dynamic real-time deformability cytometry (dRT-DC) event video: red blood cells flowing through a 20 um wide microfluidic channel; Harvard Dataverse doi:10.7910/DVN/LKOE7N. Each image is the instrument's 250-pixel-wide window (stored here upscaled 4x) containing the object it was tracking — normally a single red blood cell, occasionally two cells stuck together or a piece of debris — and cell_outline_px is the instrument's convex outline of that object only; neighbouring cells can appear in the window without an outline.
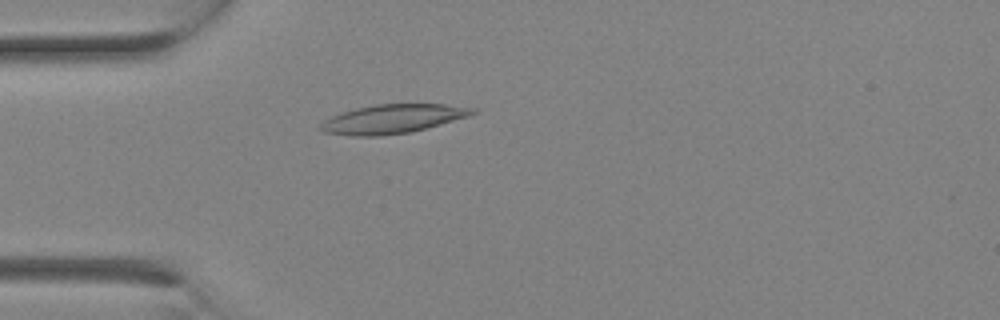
{"species": "Egyptian fruit bat (a non-hibernating species)", "species_latin": "Rousettus aegyptiacus", "temperature_condition": "room temperature", "stored_images_in_passage": 5, "camera_frame_rate_fps": 3000, "um_per_image_px": 0.085, "animal": {"sex": "female"}, "frame": {"image": 1, "passage_image": 3, "time_ms": 0.667, "image_size_px": [1000, 320], "cell_outline_px": [[476, 112], [468, 116], [412, 132], [380, 136], [352, 136], [324, 132], [316, 128], [324, 120], [340, 112], [356, 108], [376, 104], [444, 104], [476, 108]], "centroid_in_image_um": [33.32, 10.11], "position_along_channel_um": 51.7, "area_um2": 25.66}}
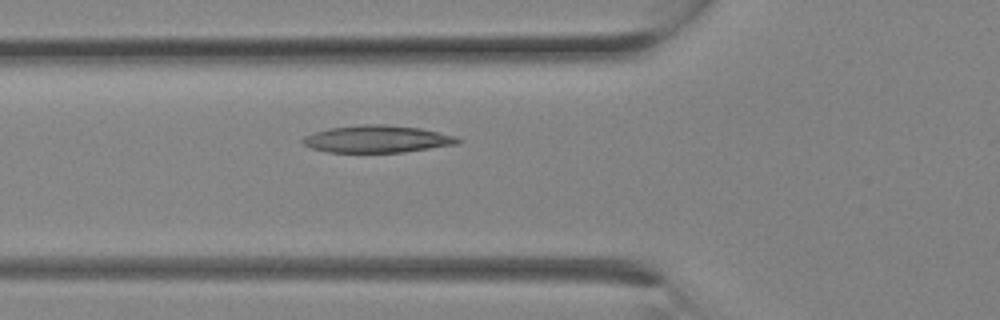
{"frame": {"image": 2, "passage_image": 5, "time_ms": 1.333, "image_size_px": [1000, 320], "cell_outline_px": [[464, 140], [460, 144], [404, 152], [328, 152], [312, 148], [304, 144], [300, 140], [304, 136], [328, 128], [360, 124], [384, 124], [420, 128], [456, 136]], "centroid_in_image_um": [32.1, 11.81], "position_along_channel_um": 93.7, "area_um2": 24.74}}